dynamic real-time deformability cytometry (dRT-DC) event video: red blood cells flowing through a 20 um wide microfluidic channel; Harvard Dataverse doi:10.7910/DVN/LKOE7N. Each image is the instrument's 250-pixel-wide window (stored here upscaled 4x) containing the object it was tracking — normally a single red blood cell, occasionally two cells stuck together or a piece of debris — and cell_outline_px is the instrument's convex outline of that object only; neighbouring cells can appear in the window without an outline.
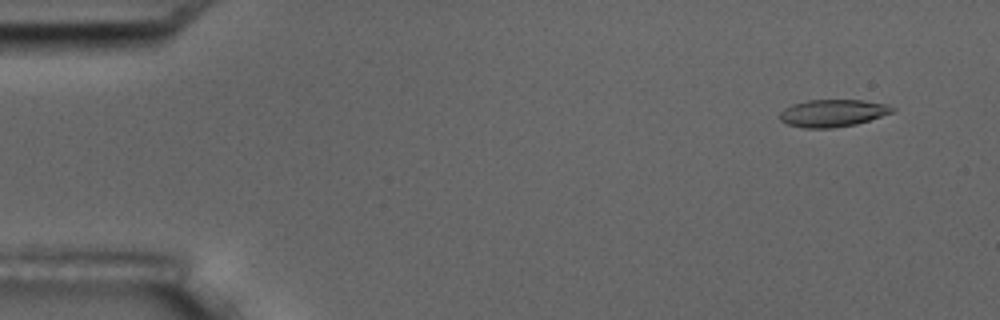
{"species": "common noctule bat (a hibernating species)", "species_latin": "Nyctalus noctula", "temperature_condition": "room temperature", "stored_images_in_passage": 9, "camera_frame_rate_fps": 3000, "um_per_image_px": 0.085, "animal": {"sex": "male", "body_mass_g": 17.5, "forearm_length_mm": 52.3}, "frame": {"image": 1, "passage_image": 1, "time_ms": 0.0, "image_size_px": [1000, 320], "cell_outline_px": [[896, 108], [892, 112], [856, 124], [832, 128], [804, 128], [788, 124], [780, 120], [780, 112], [784, 108], [792, 104], [808, 100], [864, 100], [888, 104]], "centroid_in_image_um": [70.77, 9.6], "position_along_channel_um": 14.2, "area_um2": 17.86}}
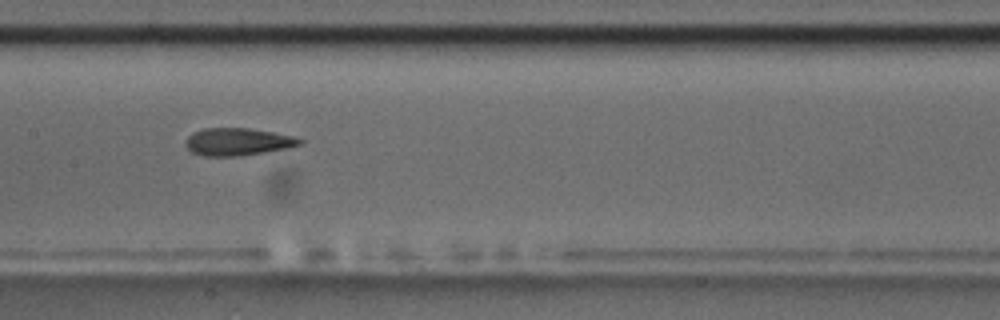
{"frame": {"image": 2, "passage_image": 8, "time_ms": 8.0, "image_size_px": [1000, 320], "cell_outline_px": [[304, 140], [300, 144], [288, 148], [240, 156], [204, 156], [192, 152], [184, 144], [184, 140], [192, 132], [204, 128], [248, 128], [296, 136]], "centroid_in_image_um": [20.19, 12.05], "position_along_channel_um": 187.2, "area_um2": 18.38}}
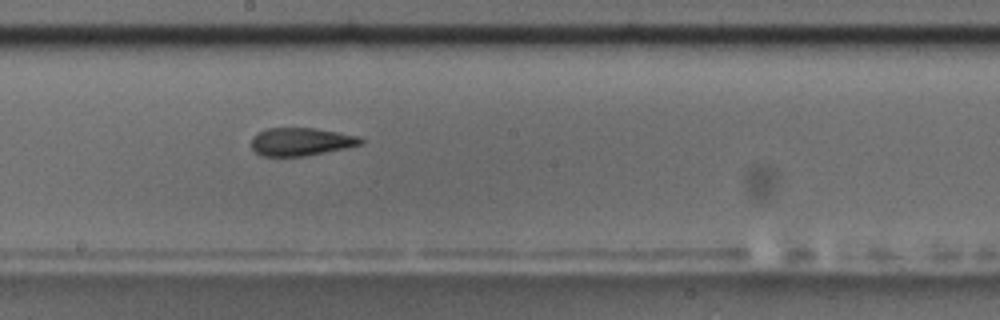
{"frame": {"image": 3, "passage_image": 9, "time_ms": 9.0, "image_size_px": [1000, 320], "cell_outline_px": [[364, 144], [304, 156], [264, 156], [256, 152], [252, 148], [252, 136], [256, 132], [268, 128], [312, 128], [360, 136], [364, 140]], "centroid_in_image_um": [25.57, 12.04], "position_along_channel_um": 222.6, "area_um2": 17.74}}